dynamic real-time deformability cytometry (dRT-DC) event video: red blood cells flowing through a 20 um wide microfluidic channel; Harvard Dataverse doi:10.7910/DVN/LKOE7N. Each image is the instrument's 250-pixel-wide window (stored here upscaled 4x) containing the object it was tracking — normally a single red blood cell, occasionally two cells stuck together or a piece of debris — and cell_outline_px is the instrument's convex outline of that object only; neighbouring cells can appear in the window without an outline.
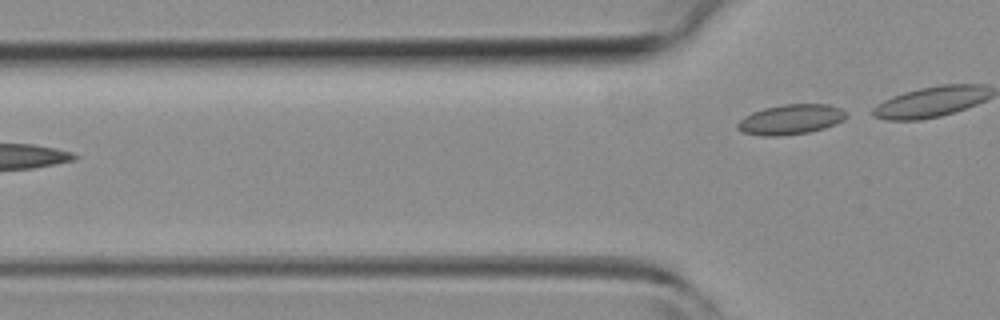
{"species": "common noctule bat (a hibernating species)", "species_latin": "Nyctalus noctula", "temperature_condition": "room temperature", "stored_images_in_passage": 2, "camera_frame_rate_fps": 3000, "um_per_image_px": 0.085, "animal": {"sex": "female", "body_mass_g": 19.3, "forearm_length_mm": 54.1}, "frame": {"image": 1, "passage_image": 2, "time_ms": 1.333, "image_size_px": [1000, 320], "cell_outline_px": [[848, 116], [844, 120], [836, 124], [824, 128], [808, 132], [780, 136], [764, 136], [740, 132], [736, 128], [736, 124], [744, 116], [752, 112], [764, 108], [784, 104], [828, 104], [840, 108], [848, 112]], "centroid_in_image_um": [67.22, 10.15], "position_along_channel_um": 58.6, "area_um2": 19.25}}